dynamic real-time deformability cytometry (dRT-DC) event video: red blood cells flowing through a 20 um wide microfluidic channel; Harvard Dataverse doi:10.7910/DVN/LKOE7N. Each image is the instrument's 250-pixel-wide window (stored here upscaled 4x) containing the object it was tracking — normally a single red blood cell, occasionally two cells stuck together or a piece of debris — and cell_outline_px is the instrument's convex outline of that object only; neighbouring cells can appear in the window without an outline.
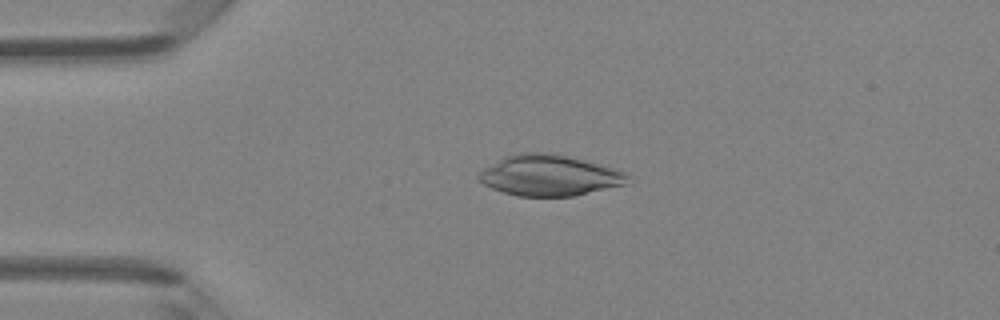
{"species": "Egyptian fruit bat (a non-hibernating species)", "species_latin": "Rousettus aegyptiacus", "temperature_condition": "room temperature", "stored_images_in_passage": 4, "camera_frame_rate_fps": 3000, "um_per_image_px": 0.085, "animal": {"sex": "female"}, "frame": {"image": 1, "passage_image": 3, "time_ms": 0.667, "image_size_px": [1000, 320], "cell_outline_px": [[632, 176], [624, 184], [572, 196], [516, 196], [492, 188], [484, 184], [476, 176], [484, 168], [504, 156], [520, 152], [548, 152], [568, 156], [620, 168], [628, 172]], "centroid_in_image_um": [46.73, 14.89], "position_along_channel_um": 38.3, "area_um2": 35.66}}